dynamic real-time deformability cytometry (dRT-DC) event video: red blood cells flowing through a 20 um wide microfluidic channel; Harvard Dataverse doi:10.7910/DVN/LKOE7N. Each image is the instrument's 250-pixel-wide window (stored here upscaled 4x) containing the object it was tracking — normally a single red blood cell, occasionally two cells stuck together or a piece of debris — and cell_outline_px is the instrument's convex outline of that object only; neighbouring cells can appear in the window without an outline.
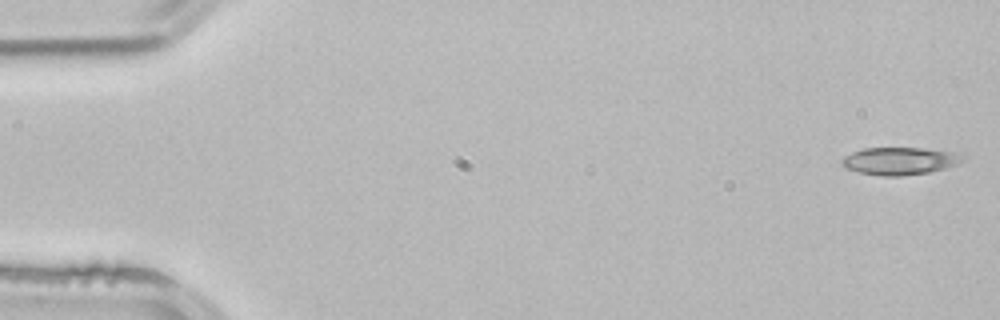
{"species": "common noctule bat (a hibernating species)", "species_latin": "Nyctalus noctula", "temperature_condition": "room temperature", "stored_images_in_passage": 52, "camera_frame_rate_fps": 3000, "um_per_image_px": 0.085, "animal": {"sex": "male", "body_mass_g": 21.5, "forearm_length_mm": 52.0}, "frame": {"image": 1, "passage_image": 1, "time_ms": 0.0, "image_size_px": [1000, 320], "cell_outline_px": [[964, 160], [956, 164], [944, 168], [928, 172], [900, 176], [880, 176], [860, 172], [848, 168], [840, 164], [840, 160], [844, 156], [852, 152], [864, 148], [924, 148], [964, 152]], "centroid_in_image_um": [76.52, 13.66], "position_along_channel_um": 8.5, "area_um2": 19.54}}
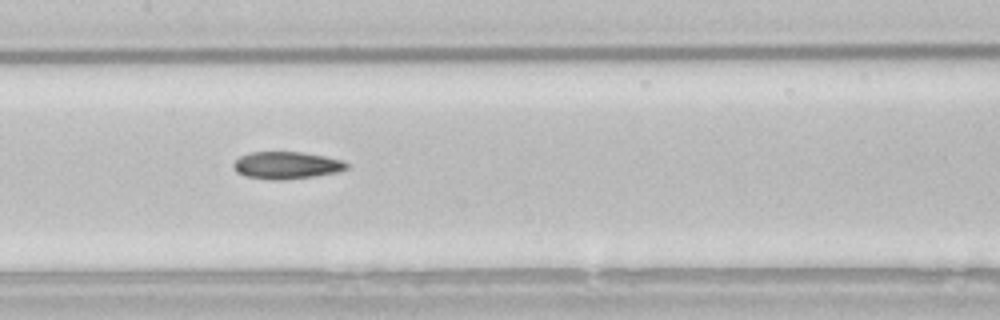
{"frame": {"image": 2, "passage_image": 25, "time_ms": 8.0, "image_size_px": [1000, 320], "cell_outline_px": [[348, 168], [340, 172], [316, 176], [284, 180], [272, 180], [244, 176], [236, 172], [232, 164], [240, 156], [248, 152], [300, 152], [324, 156], [340, 160], [348, 164]], "centroid_in_image_um": [24.34, 14.06], "position_along_channel_um": 183.1, "area_um2": 18.09}}
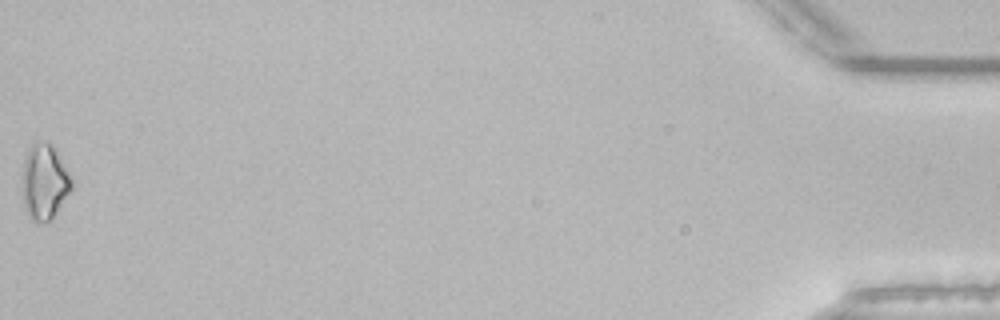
{"frame": {"image": 3, "passage_image": 52, "time_ms": 17.0, "image_size_px": [1000, 320], "cell_outline_px": [[72, 188], [52, 220], [36, 224], [28, 216], [24, 208], [24, 160], [32, 144], [52, 144], [56, 148], [72, 180]], "centroid_in_image_um": [3.81, 15.53], "position_along_channel_um": 431.4, "area_um2": 21.21}, "authors_computed_cell_mechanics": {"area_um2": 17.7735, "velocity_mm_per_s": 3.8992, "shape_relaxation_time_tau1_ms": 6.5675, "shape_relaxation_time_tau2_ms": 8.8614, "deformation_change_tau1": 0.1261, "deformation_change_tau2": 0.1773}}